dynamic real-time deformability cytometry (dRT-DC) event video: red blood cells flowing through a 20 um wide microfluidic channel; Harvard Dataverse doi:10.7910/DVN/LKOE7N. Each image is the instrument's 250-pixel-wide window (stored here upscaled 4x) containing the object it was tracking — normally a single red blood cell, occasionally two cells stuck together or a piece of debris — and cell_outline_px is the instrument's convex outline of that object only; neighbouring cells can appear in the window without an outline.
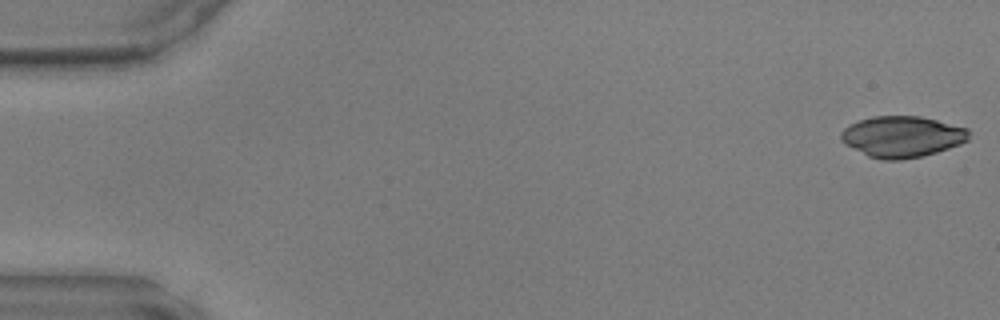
{"species": "common noctule bat (a hibernating species)", "species_latin": "Nyctalus noctula", "temperature_condition": "warm", "stored_images_in_passage": 37, "camera_frame_rate_fps": 3000, "um_per_image_px": 0.085, "animal": {"sex": "male", "body_mass_g": 17.9, "forearm_length_mm": 54.2}, "frame": {"image": 1, "passage_image": 1, "time_ms": 0.0, "image_size_px": [1000, 320], "cell_outline_px": [[968, 140], [960, 144], [936, 152], [920, 156], [900, 160], [884, 160], [868, 156], [844, 144], [840, 140], [840, 132], [848, 124], [872, 116], [920, 116], [968, 128]], "centroid_in_image_um": [76.63, 11.61], "position_along_channel_um": 8.4, "area_um2": 30.63}}